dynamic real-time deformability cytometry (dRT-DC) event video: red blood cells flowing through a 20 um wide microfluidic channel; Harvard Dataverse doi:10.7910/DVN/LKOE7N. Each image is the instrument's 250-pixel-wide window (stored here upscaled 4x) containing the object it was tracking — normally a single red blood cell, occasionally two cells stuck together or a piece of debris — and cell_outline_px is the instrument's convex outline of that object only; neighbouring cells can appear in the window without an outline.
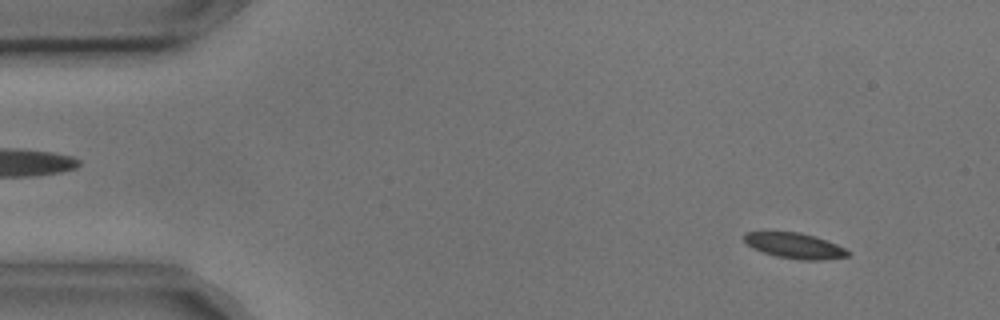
{"species": "common noctule bat (a hibernating species)", "species_latin": "Nyctalus noctula", "temperature_condition": "cold", "stored_images_in_passage": 5, "camera_frame_rate_fps": 3000, "um_per_image_px": 0.085, "animal": {"sex": "male", "body_mass_g": 17.9, "forearm_length_mm": 54.2}, "frame": {"image": 1, "passage_image": 1, "time_ms": 0.0, "image_size_px": [1000, 320], "cell_outline_px": [[852, 252], [848, 256], [824, 260], [800, 260], [776, 256], [752, 248], [744, 240], [744, 232], [800, 232], [816, 236], [836, 244]], "centroid_in_image_um": [67.58, 20.88], "position_along_channel_um": 17.4, "area_um2": 15.43}}
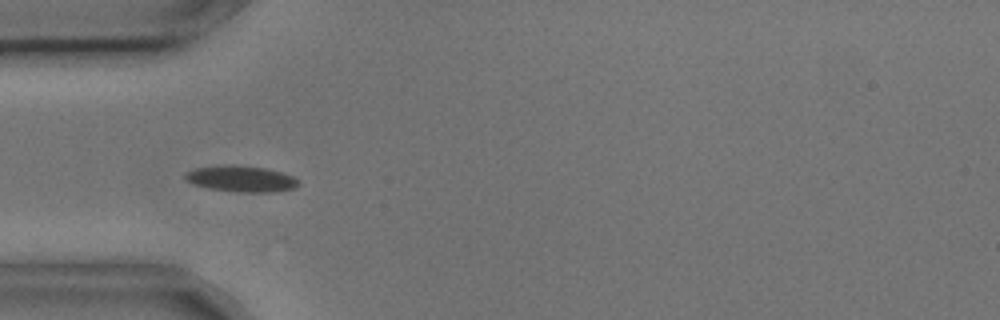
{"frame": {"image": 2, "passage_image": 4, "time_ms": 1.0, "image_size_px": [1000, 320], "cell_outline_px": [[300, 184], [292, 188], [272, 192], [240, 192], [208, 188], [192, 184], [184, 180], [184, 172], [196, 168], [264, 168], [280, 172], [292, 176], [300, 180]], "centroid_in_image_um": [20.51, 15.26], "position_along_channel_um": 64.5, "area_um2": 16.24}}